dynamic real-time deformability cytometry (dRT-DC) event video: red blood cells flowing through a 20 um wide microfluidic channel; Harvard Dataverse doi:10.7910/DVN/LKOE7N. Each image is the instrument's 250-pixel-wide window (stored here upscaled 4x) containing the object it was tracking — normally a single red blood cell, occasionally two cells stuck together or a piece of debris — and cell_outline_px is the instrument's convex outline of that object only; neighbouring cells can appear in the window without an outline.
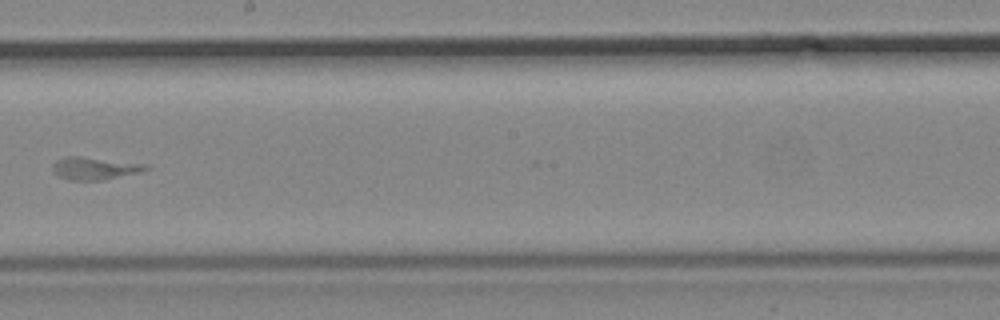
{"species": "common noctule bat (a hibernating species)", "species_latin": "Nyctalus noctula", "temperature_condition": "cold", "stored_images_in_passage": 17, "camera_frame_rate_fps": 3000, "um_per_image_px": 0.085, "animal": {"sex": "male", "body_mass_g": 19.2, "forearm_length_mm": 51.8}, "frame": {"image": 1, "passage_image": 15, "time_ms": 17.333, "image_size_px": [1000, 320], "cell_outline_px": [[148, 168], [140, 172], [100, 180], [68, 180], [60, 176], [52, 168], [52, 164], [56, 160], [64, 156], [80, 156], [148, 164]], "centroid_in_image_um": [8.02, 14.29], "position_along_channel_um": 240.2, "area_um2": 12.08}}
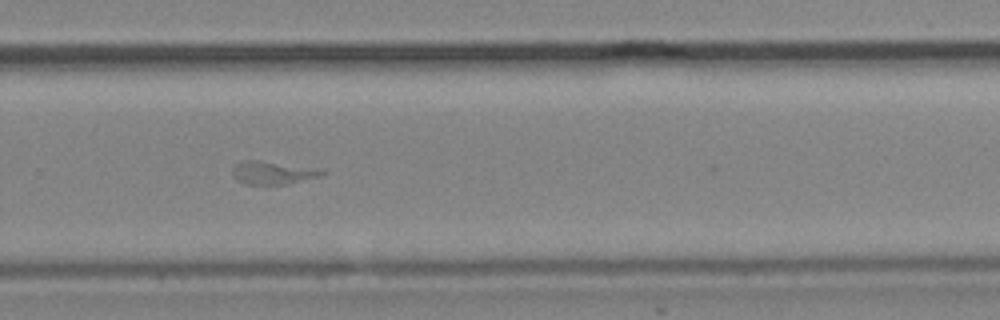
{"frame": {"image": 2, "passage_image": 17, "time_ms": 19.333, "image_size_px": [1000, 320], "cell_outline_px": [[324, 172], [320, 176], [288, 184], [244, 184], [236, 180], [232, 176], [232, 164], [240, 160], [260, 160]], "centroid_in_image_um": [22.95, 14.69], "position_along_channel_um": 306.9, "area_um2": 11.56}}